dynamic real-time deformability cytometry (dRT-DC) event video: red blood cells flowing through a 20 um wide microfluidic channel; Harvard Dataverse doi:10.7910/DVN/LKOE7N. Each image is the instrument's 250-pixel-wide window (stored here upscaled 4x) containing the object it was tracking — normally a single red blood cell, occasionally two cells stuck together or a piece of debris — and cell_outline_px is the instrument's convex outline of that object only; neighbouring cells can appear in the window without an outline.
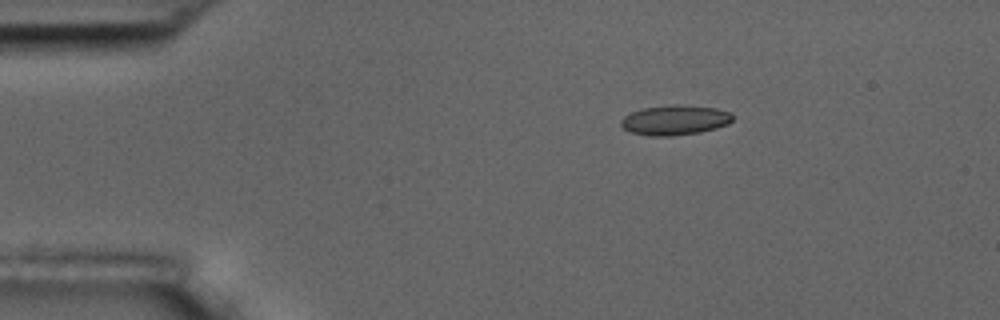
{"species": "common noctule bat (a hibernating species)", "species_latin": "Nyctalus noctula", "temperature_condition": "room temperature", "stored_images_in_passage": 4, "camera_frame_rate_fps": 3000, "um_per_image_px": 0.085, "animal": {"sex": "male", "body_mass_g": 17.5, "forearm_length_mm": 52.3}, "frame": {"image": 1, "passage_image": 2, "time_ms": 1.333, "image_size_px": [1000, 320], "cell_outline_px": [[732, 120], [728, 124], [716, 128], [700, 132], [672, 136], [652, 136], [632, 132], [624, 128], [620, 124], [620, 120], [624, 116], [632, 112], [644, 108], [672, 104], [680, 104], [716, 108], [732, 112]], "centroid_in_image_um": [57.39, 10.2], "position_along_channel_um": 27.6, "area_um2": 19.48}}
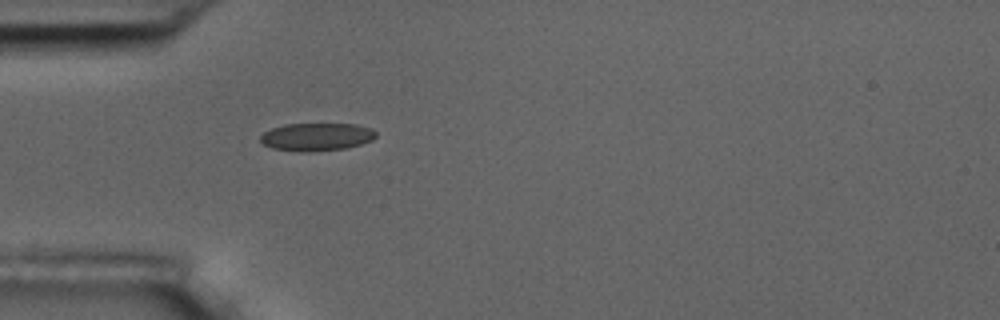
{"frame": {"image": 2, "passage_image": 4, "time_ms": 3.667, "image_size_px": [1000, 320], "cell_outline_px": [[376, 136], [372, 140], [360, 144], [344, 148], [308, 152], [300, 152], [272, 148], [264, 144], [260, 140], [260, 136], [264, 132], [272, 128], [284, 124], [356, 124], [372, 128], [376, 132]], "centroid_in_image_um": [26.9, 11.63], "position_along_channel_um": 58.1, "area_um2": 18.73}}